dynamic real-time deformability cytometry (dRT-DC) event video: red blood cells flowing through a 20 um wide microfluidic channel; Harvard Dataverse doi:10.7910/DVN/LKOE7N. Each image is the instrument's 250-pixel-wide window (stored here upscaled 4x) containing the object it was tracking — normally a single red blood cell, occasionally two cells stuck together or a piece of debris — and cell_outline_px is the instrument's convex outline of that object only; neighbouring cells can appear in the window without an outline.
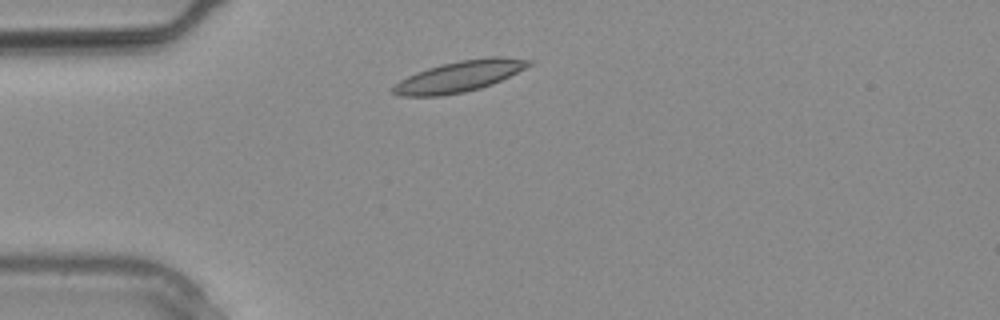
{"species": "common noctule bat (a hibernating species)", "species_latin": "Nyctalus noctula", "temperature_condition": "warm", "stored_images_in_passage": 1, "camera_frame_rate_fps": 3000, "um_per_image_px": 0.085, "animal": {"sex": "male", "body_mass_g": 20.4}, "frame": {"image": 1, "passage_image": 1, "time_ms": 0.0, "image_size_px": [1000, 320], "cell_outline_px": [[532, 64], [492, 84], [480, 88], [464, 92], [440, 96], [396, 96], [392, 92], [392, 88], [400, 80], [416, 72], [440, 64], [460, 60], [488, 56], [504, 56], [532, 60]], "centroid_in_image_um": [39.03, 6.48], "position_along_channel_um": 46.0, "area_um2": 24.45}}